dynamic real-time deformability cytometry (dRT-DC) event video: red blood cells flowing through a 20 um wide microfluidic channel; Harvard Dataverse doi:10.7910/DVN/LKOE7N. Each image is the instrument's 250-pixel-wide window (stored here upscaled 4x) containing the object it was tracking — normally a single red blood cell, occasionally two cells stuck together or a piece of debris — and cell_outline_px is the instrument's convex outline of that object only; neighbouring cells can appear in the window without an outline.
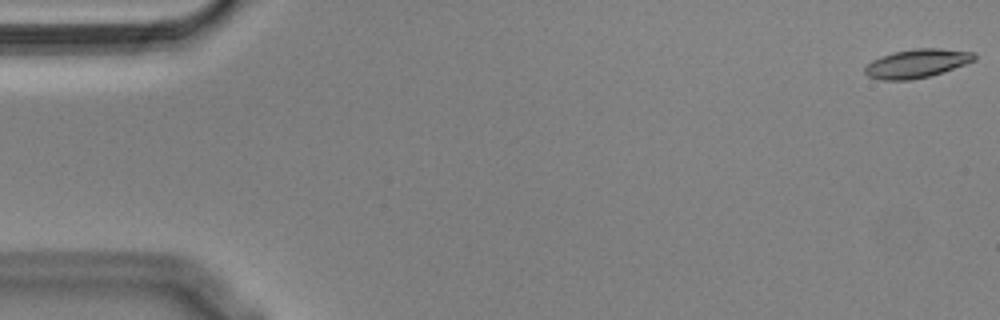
{"species": "Egyptian fruit bat (a non-hibernating species)", "species_latin": "Rousettus aegyptiacus", "temperature_condition": "cold", "stored_images_in_passage": 56, "segment_of_instrument_passage": [1, 2], "camera_frame_rate_fps": 3000, "um_per_image_px": 0.085, "animal": {"sex": "male"}, "frame": {"image": 1, "passage_image": 1, "time_ms": 0.0, "image_size_px": [1000, 320], "cell_outline_px": [[976, 60], [928, 76], [912, 80], [880, 80], [868, 76], [864, 72], [864, 68], [872, 60], [880, 56], [892, 52], [916, 48], [940, 48], [976, 52]], "centroid_in_image_um": [77.91, 5.38], "position_along_channel_um": 7.1, "area_um2": 18.26}}
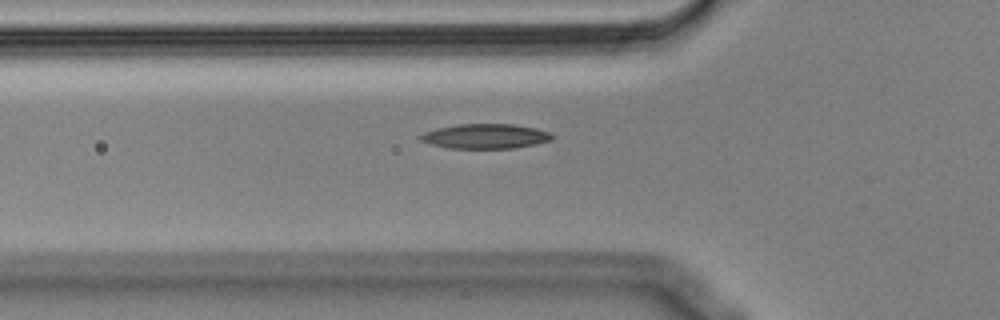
{"frame": {"image": 2, "passage_image": 19, "time_ms": 6.0, "image_size_px": [1000, 320], "cell_outline_px": [[556, 136], [552, 140], [536, 144], [512, 148], [448, 148], [428, 144], [420, 140], [416, 136], [424, 132], [436, 128], [456, 124], [512, 124], [536, 128], [552, 132]], "centroid_in_image_um": [41.25, 11.58], "position_along_channel_um": 84.6, "area_um2": 19.31}}
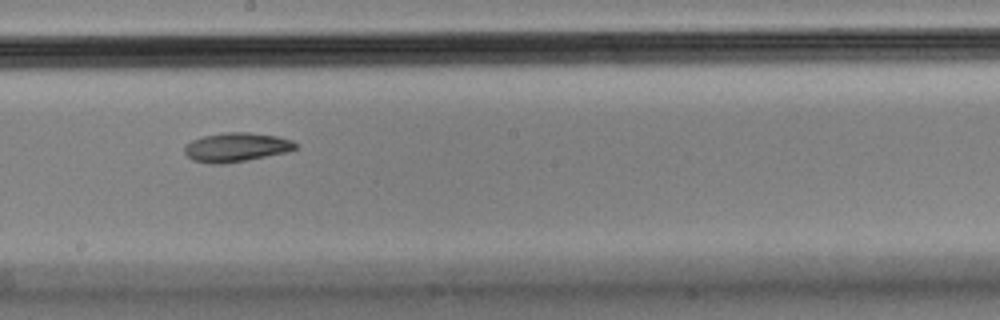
{"frame": {"image": 3, "passage_image": 31, "time_ms": 10.0, "image_size_px": [1000, 320], "cell_outline_px": [[296, 148], [288, 152], [224, 164], [212, 164], [192, 160], [184, 152], [184, 148], [192, 140], [204, 136], [224, 132], [248, 132], [276, 136], [292, 140], [296, 144]], "centroid_in_image_um": [20.08, 12.51], "position_along_channel_um": 228.1, "area_um2": 18.67}}